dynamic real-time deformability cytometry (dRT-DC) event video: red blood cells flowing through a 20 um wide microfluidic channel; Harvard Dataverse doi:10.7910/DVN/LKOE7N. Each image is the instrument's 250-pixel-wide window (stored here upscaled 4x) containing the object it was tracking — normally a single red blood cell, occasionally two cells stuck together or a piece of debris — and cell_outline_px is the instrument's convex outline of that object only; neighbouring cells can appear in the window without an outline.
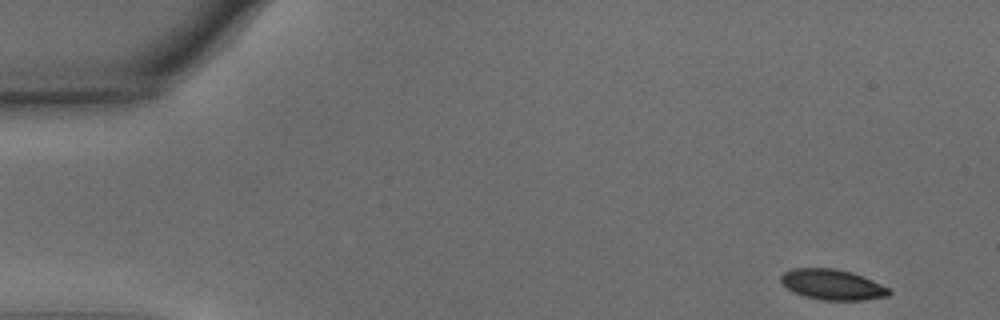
{"species": "common noctule bat (a hibernating species)", "species_latin": "Nyctalus noctula", "temperature_condition": "warm", "stored_images_in_passage": 43, "camera_frame_rate_fps": 3000, "um_per_image_px": 0.085, "animal": {"sex": "male", "body_mass_g": 15.6}, "frame": {"image": 1, "passage_image": 1, "time_ms": 0.0, "image_size_px": [1000, 320], "cell_outline_px": [[892, 292], [888, 296], [864, 300], [820, 300], [804, 296], [792, 292], [780, 280], [780, 276], [784, 272], [792, 268], [836, 268], [852, 272], [864, 276], [888, 288]], "centroid_in_image_um": [70.75, 24.18], "position_along_channel_um": 14.3, "area_um2": 19.31}}
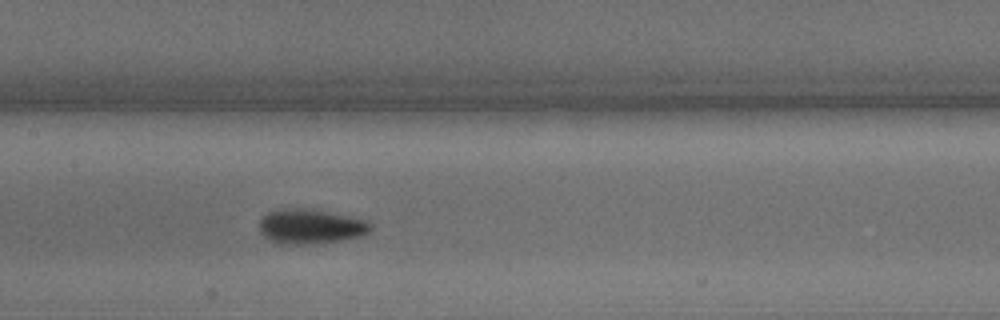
{"frame": {"image": 2, "passage_image": 24, "time_ms": 7.667, "image_size_px": [1000, 320], "cell_outline_px": [[372, 228], [368, 232], [360, 236], [344, 240], [312, 244], [284, 244], [268, 240], [260, 232], [260, 220], [268, 212], [280, 208], [304, 208], [328, 212], [368, 220], [372, 224]], "centroid_in_image_um": [26.4, 19.25], "position_along_channel_um": 181.0, "area_um2": 22.6}}
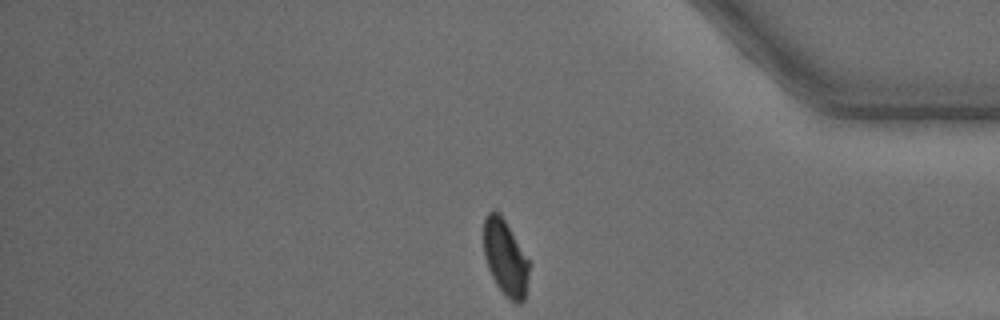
{"frame": {"image": 3, "passage_image": 43, "time_ms": 14.0, "image_size_px": [1000, 320], "cell_outline_px": [[528, 272], [524, 300], [520, 304], [516, 304], [496, 284], [488, 268], [484, 256], [484, 220], [488, 212], [500, 212], [528, 260]], "centroid_in_image_um": [42.93, 21.89], "position_along_channel_um": 392.3, "area_um2": 19.42}, "authors_computed_cell_mechanics": {"area_um2": 21.2704, "velocity_mm_per_s": 3.6951, "shape_relaxation_time_tau1_ms": 2.1919, "shape_relaxation_time_tau2_ms": 0.9145, "deformation_change_tau1": 0.1144, "deformation_change_tau2": 0.0405}}